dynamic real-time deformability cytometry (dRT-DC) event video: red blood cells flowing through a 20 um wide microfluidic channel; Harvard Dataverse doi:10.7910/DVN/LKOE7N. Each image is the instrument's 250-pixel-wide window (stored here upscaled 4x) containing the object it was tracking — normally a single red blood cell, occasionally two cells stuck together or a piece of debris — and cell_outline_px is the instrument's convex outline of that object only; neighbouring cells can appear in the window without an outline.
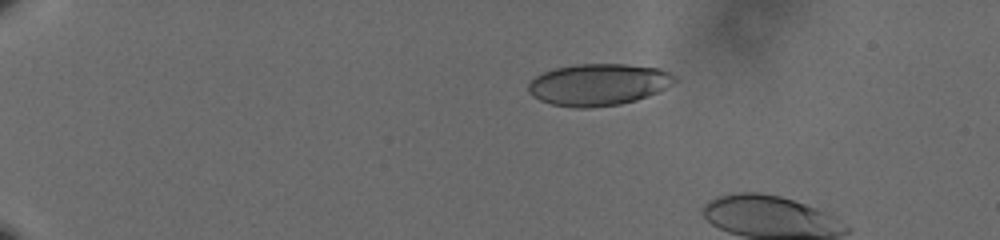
{"species": "human", "species_latin": "Homo sapiens", "temperature_condition": "cold", "stored_images_in_passage": 17, "camera_frame_rate_fps": 3000, "um_per_image_px": 0.085, "donor": {"sex": "male"}, "frame": {"image": 1, "passage_image": 12, "time_ms": 3.667, "image_size_px": [1000, 240], "cell_outline_px": [[676, 80], [672, 84], [648, 96], [636, 100], [620, 104], [584, 108], [576, 108], [552, 104], [540, 100], [532, 96], [528, 92], [528, 84], [536, 76], [544, 72], [556, 68], [576, 64], [624, 64], [660, 68], [676, 76]], "centroid_in_image_um": [50.86, 7.19], "position_along_channel_um": 34.1, "area_um2": 35.49}}